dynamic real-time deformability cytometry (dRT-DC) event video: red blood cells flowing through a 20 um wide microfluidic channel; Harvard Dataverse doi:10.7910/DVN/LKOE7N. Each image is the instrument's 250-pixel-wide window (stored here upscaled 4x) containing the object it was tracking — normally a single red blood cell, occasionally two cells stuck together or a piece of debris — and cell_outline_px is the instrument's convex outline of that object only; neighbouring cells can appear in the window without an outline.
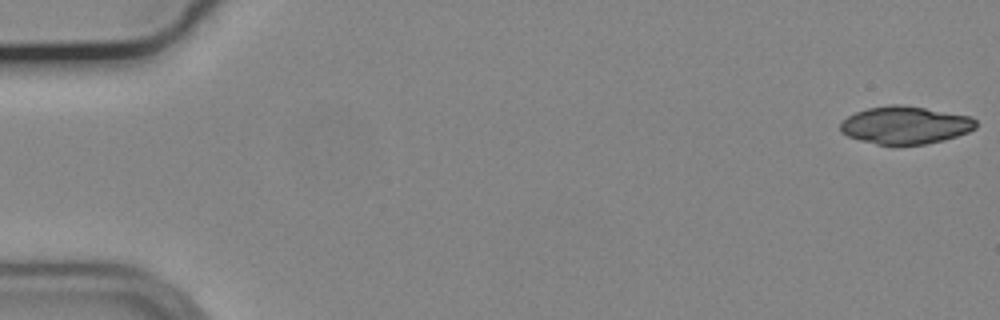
{"species": "common noctule bat (a hibernating species)", "species_latin": "Nyctalus noctula", "temperature_condition": "cold", "stored_images_in_passage": 55, "camera_frame_rate_fps": 3000, "um_per_image_px": 0.085, "animal": {"sex": "male", "body_mass_g": 19.2, "forearm_length_mm": 51.8}, "frame": {"image": 1, "passage_image": 1, "time_ms": 0.0, "image_size_px": [1000, 320], "cell_outline_px": [[976, 128], [968, 132], [944, 140], [924, 144], [876, 144], [860, 140], [848, 136], [840, 132], [840, 124], [848, 116], [856, 112], [868, 108], [892, 104], [900, 104], [972, 116], [976, 120]], "centroid_in_image_um": [76.95, 10.63], "position_along_channel_um": 8.0, "area_um2": 29.59}}
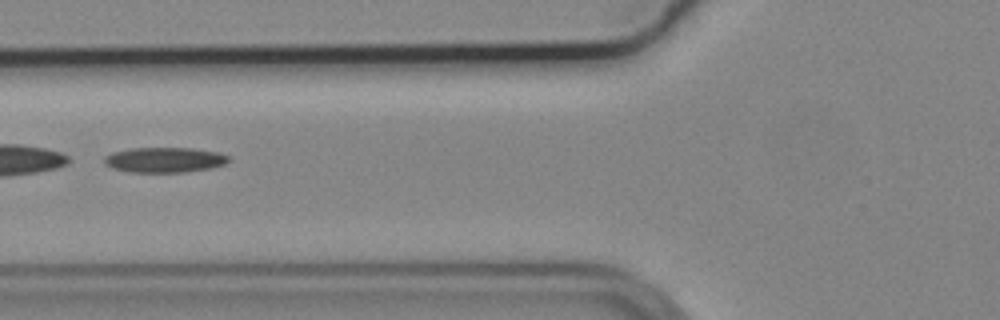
{"frame": {"image": 2, "passage_image": 22, "time_ms": 7.0, "image_size_px": [1000, 320], "cell_outline_px": [[228, 160], [224, 164], [212, 168], [184, 172], [128, 172], [112, 168], [104, 164], [104, 156], [112, 152], [132, 148], [192, 148], [220, 152], [228, 156]], "centroid_in_image_um": [13.96, 13.59], "position_along_channel_um": 111.8, "area_um2": 18.32}}